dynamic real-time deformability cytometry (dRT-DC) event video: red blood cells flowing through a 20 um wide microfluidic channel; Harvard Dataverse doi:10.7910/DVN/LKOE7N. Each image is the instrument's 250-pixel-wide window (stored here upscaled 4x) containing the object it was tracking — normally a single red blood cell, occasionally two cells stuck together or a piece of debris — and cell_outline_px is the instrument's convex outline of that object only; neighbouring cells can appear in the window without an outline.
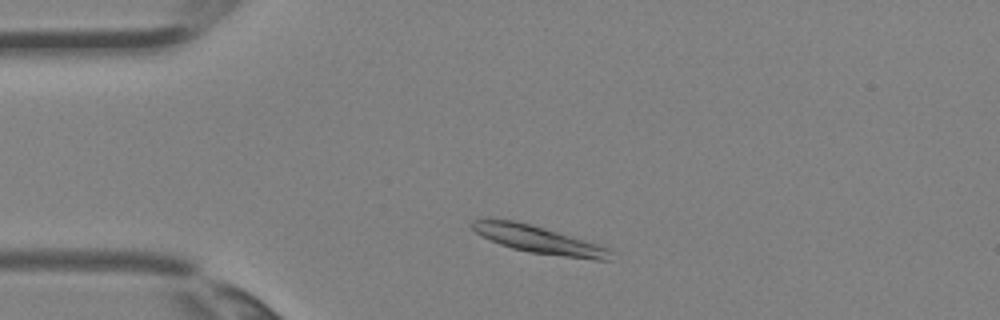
{"species": "Egyptian fruit bat (a non-hibernating species)", "species_latin": "Rousettus aegyptiacus", "temperature_condition": "room temperature", "stored_images_in_passage": 2, "camera_frame_rate_fps": 3000, "um_per_image_px": 0.085, "animal": {"sex": "female"}, "frame": {"image": 1, "passage_image": 2, "time_ms": 0.333, "image_size_px": [1000, 320], "cell_outline_px": [[612, 252], [608, 260], [596, 260], [528, 252], [512, 248], [500, 244], [476, 232], [468, 224], [472, 220], [488, 216], [512, 220], [532, 224], [604, 244], [612, 248]], "centroid_in_image_um": [45.81, 20.33], "position_along_channel_um": 39.2, "area_um2": 22.95}}